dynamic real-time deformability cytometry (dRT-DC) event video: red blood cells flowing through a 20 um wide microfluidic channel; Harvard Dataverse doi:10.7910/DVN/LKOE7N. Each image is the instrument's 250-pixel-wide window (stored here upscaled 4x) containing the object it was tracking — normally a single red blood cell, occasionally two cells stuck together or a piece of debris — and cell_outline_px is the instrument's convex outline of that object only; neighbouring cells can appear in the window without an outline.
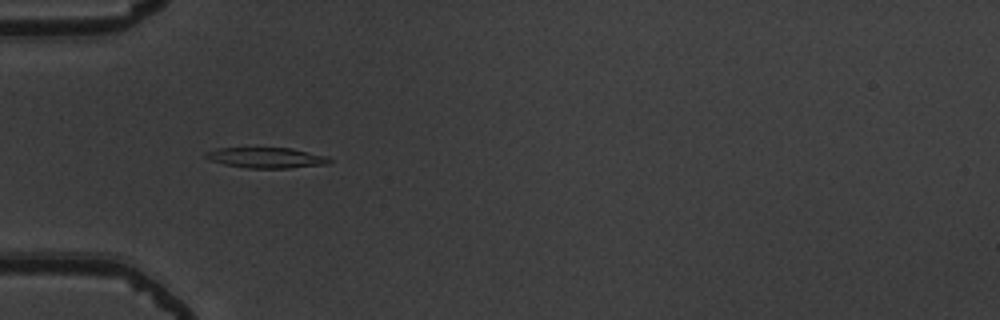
{"species": "common noctule bat (a hibernating species)", "species_latin": "Nyctalus noctula", "temperature_condition": "warm", "stored_images_in_passage": 45, "camera_frame_rate_fps": 3000, "um_per_image_px": 0.085, "animal": {"sex": "male", "body_mass_g": 19.5, "forearm_length_mm": 54.6}, "frame": {"image": 1, "passage_image": 9, "time_ms": 2.667, "image_size_px": [1000, 320], "cell_outline_px": [[332, 160], [328, 164], [288, 168], [248, 168], [224, 164], [208, 160], [204, 156], [204, 152], [220, 148], [292, 148], [328, 156]], "centroid_in_image_um": [22.64, 13.41], "position_along_channel_um": 62.4, "area_um2": 14.85}}
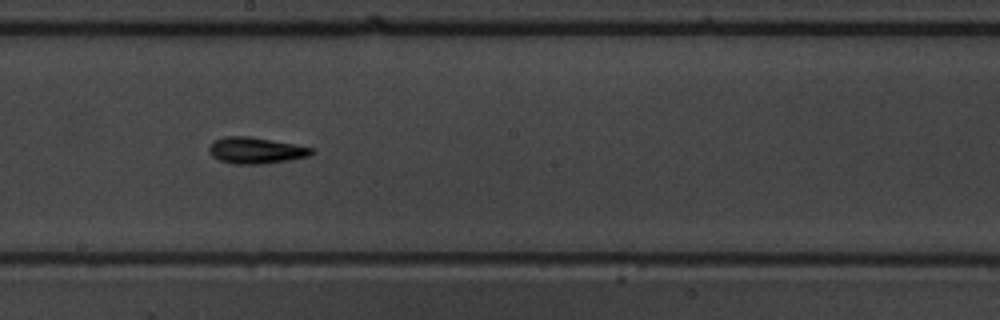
{"frame": {"image": 2, "passage_image": 22, "time_ms": 7.0, "image_size_px": [1000, 320], "cell_outline_px": [[316, 152], [308, 156], [288, 160], [260, 164], [236, 164], [220, 160], [212, 156], [208, 152], [208, 148], [216, 140], [224, 136], [248, 136], [272, 140], [316, 148]], "centroid_in_image_um": [21.77, 12.78], "position_along_channel_um": 226.4, "area_um2": 15.66}}
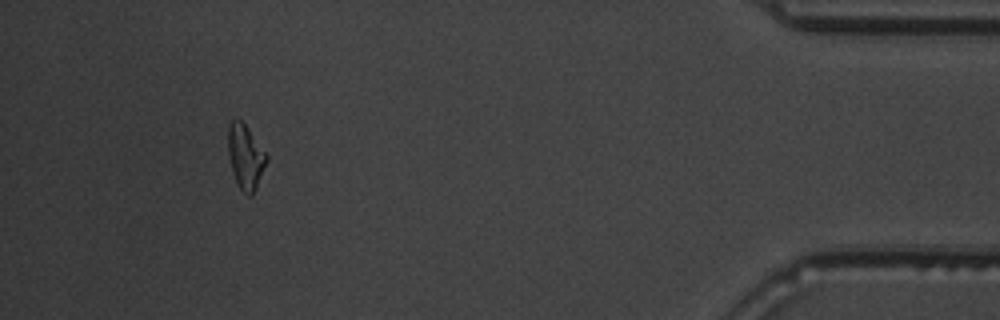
{"frame": {"image": 3, "passage_image": 41, "time_ms": 13.333, "image_size_px": [1000, 320], "cell_outline_px": [[268, 160], [256, 188], [252, 196], [248, 196], [240, 188], [232, 172], [228, 152], [228, 124], [232, 120], [240, 120], [244, 124], [268, 156]], "centroid_in_image_um": [20.86, 13.34], "position_along_channel_um": 414.3, "area_um2": 14.22}, "authors_computed_cell_mechanics": {"area_um2": 14.6812, "velocity_mm_per_s": 3.8736, "shape_relaxation_time_tau1_ms": 2.8753, "shape_relaxation_time_tau2_ms": null, "deformation_change_tau1": 0.136, "deformation_change_tau2": null}}